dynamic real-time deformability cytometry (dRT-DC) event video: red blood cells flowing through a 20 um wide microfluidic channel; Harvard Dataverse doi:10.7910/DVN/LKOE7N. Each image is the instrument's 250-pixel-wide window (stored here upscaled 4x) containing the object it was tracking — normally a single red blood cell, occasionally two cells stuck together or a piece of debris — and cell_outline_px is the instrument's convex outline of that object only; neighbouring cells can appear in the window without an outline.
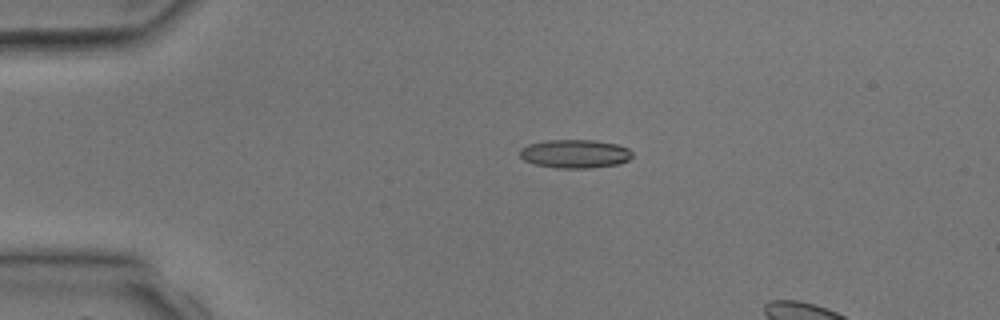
{"species": "common noctule bat (a hibernating species)", "species_latin": "Nyctalus noctula", "temperature_condition": "room temperature", "stored_images_in_passage": 7, "camera_frame_rate_fps": 3000, "um_per_image_px": 0.085, "animal": {"sex": "male", "body_mass_g": 17.9, "forearm_length_mm": 54.2}, "frame": {"image": 1, "passage_image": 3, "time_ms": 2.333, "image_size_px": [1000, 320], "cell_outline_px": [[632, 156], [628, 160], [620, 164], [592, 168], [556, 168], [536, 164], [524, 160], [520, 156], [520, 148], [528, 144], [548, 140], [596, 140], [616, 144], [628, 148], [632, 152]], "centroid_in_image_um": [48.89, 13.07], "position_along_channel_um": 36.1, "area_um2": 18.79}}